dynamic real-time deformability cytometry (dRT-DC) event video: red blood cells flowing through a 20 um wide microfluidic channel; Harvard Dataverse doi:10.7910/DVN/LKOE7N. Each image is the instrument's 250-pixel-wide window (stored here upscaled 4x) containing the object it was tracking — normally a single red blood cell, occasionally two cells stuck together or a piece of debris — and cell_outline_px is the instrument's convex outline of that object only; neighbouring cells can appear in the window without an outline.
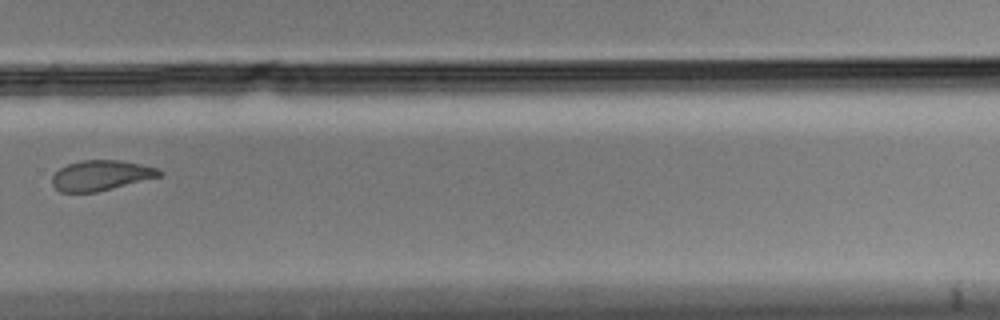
{"species": "Egyptian fruit bat (a non-hibernating species)", "species_latin": "Rousettus aegyptiacus", "temperature_condition": "cold", "stored_images_in_passage": 10, "camera_frame_rate_fps": 3000, "um_per_image_px": 0.085, "animal": {"sex": "male"}, "frame": {"image": 1, "passage_image": 10, "time_ms": 3.0, "image_size_px": [1000, 320], "cell_outline_px": [[164, 172], [160, 176], [96, 192], [60, 192], [52, 184], [52, 176], [60, 168], [68, 164], [80, 160], [120, 160], [140, 164], [156, 168]], "centroid_in_image_um": [8.56, 14.9], "position_along_channel_um": 321.2, "area_um2": 18.67}}